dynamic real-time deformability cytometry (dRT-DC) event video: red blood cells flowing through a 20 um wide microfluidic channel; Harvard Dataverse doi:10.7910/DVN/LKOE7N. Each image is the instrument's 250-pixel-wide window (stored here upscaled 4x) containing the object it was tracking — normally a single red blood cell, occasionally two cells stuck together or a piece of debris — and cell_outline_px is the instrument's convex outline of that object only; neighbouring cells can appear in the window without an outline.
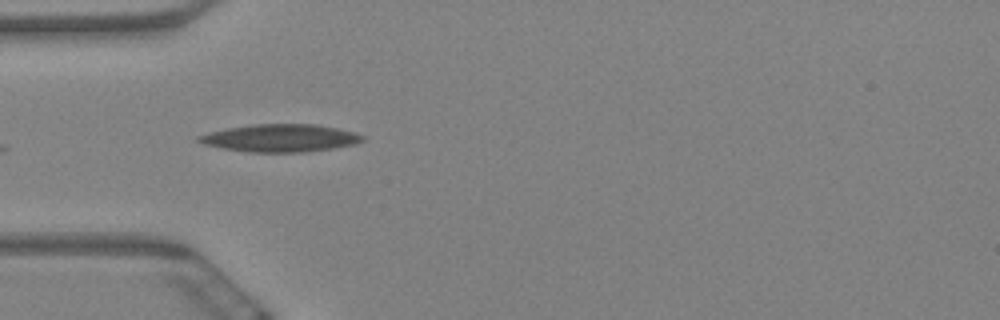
{"species": "Egyptian fruit bat (a non-hibernating species)", "species_latin": "Rousettus aegyptiacus", "temperature_condition": "warm", "stored_images_in_passage": 6, "camera_frame_rate_fps": 3000, "um_per_image_px": 0.085, "animal": {"sex": "female"}, "frame": {"image": 1, "passage_image": 5, "time_ms": 1.333, "image_size_px": [1000, 320], "cell_outline_px": [[364, 140], [356, 144], [332, 148], [304, 152], [248, 152], [224, 148], [204, 144], [196, 140], [196, 136], [208, 132], [228, 128], [252, 124], [316, 124], [356, 132], [364, 136]], "centroid_in_image_um": [23.83, 11.73], "position_along_channel_um": 61.2, "area_um2": 26.36}}